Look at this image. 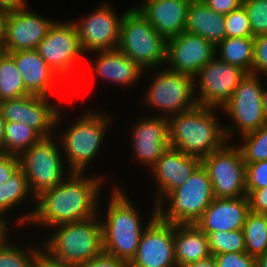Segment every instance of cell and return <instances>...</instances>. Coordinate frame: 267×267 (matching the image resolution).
Wrapping results in <instances>:
<instances>
[{
	"instance_id": "ffe728a7",
	"label": "cell",
	"mask_w": 267,
	"mask_h": 267,
	"mask_svg": "<svg viewBox=\"0 0 267 267\" xmlns=\"http://www.w3.org/2000/svg\"><path fill=\"white\" fill-rule=\"evenodd\" d=\"M137 122L131 128L133 157L151 168L169 147L168 119L149 116Z\"/></svg>"
},
{
	"instance_id": "5b68a950",
	"label": "cell",
	"mask_w": 267,
	"mask_h": 267,
	"mask_svg": "<svg viewBox=\"0 0 267 267\" xmlns=\"http://www.w3.org/2000/svg\"><path fill=\"white\" fill-rule=\"evenodd\" d=\"M89 109L58 135L61 148L64 149L61 151L68 164L67 171L71 173L87 172L86 168L101 150L107 126L112 119L104 112Z\"/></svg>"
},
{
	"instance_id": "ac0fdd59",
	"label": "cell",
	"mask_w": 267,
	"mask_h": 267,
	"mask_svg": "<svg viewBox=\"0 0 267 267\" xmlns=\"http://www.w3.org/2000/svg\"><path fill=\"white\" fill-rule=\"evenodd\" d=\"M55 21L29 11L28 6L9 11L6 20L5 53L37 49Z\"/></svg>"
},
{
	"instance_id": "ee69618b",
	"label": "cell",
	"mask_w": 267,
	"mask_h": 267,
	"mask_svg": "<svg viewBox=\"0 0 267 267\" xmlns=\"http://www.w3.org/2000/svg\"><path fill=\"white\" fill-rule=\"evenodd\" d=\"M35 267H76L68 265L64 262H59L52 257H50L43 250L38 254Z\"/></svg>"
},
{
	"instance_id": "9a60e30c",
	"label": "cell",
	"mask_w": 267,
	"mask_h": 267,
	"mask_svg": "<svg viewBox=\"0 0 267 267\" xmlns=\"http://www.w3.org/2000/svg\"><path fill=\"white\" fill-rule=\"evenodd\" d=\"M113 9V10H112ZM124 14L117 15L110 4H102L98 9L88 13L73 23L84 54L99 50L117 49L120 38V26Z\"/></svg>"
},
{
	"instance_id": "f1b7e54d",
	"label": "cell",
	"mask_w": 267,
	"mask_h": 267,
	"mask_svg": "<svg viewBox=\"0 0 267 267\" xmlns=\"http://www.w3.org/2000/svg\"><path fill=\"white\" fill-rule=\"evenodd\" d=\"M42 137L24 123L6 122L2 154L20 156Z\"/></svg>"
},
{
	"instance_id": "f35d334b",
	"label": "cell",
	"mask_w": 267,
	"mask_h": 267,
	"mask_svg": "<svg viewBox=\"0 0 267 267\" xmlns=\"http://www.w3.org/2000/svg\"><path fill=\"white\" fill-rule=\"evenodd\" d=\"M267 67V35L254 37V60L252 74L259 73Z\"/></svg>"
},
{
	"instance_id": "60d3db41",
	"label": "cell",
	"mask_w": 267,
	"mask_h": 267,
	"mask_svg": "<svg viewBox=\"0 0 267 267\" xmlns=\"http://www.w3.org/2000/svg\"><path fill=\"white\" fill-rule=\"evenodd\" d=\"M76 267H129V265L126 261L118 259L103 251L92 260Z\"/></svg>"
},
{
	"instance_id": "db71d44e",
	"label": "cell",
	"mask_w": 267,
	"mask_h": 267,
	"mask_svg": "<svg viewBox=\"0 0 267 267\" xmlns=\"http://www.w3.org/2000/svg\"><path fill=\"white\" fill-rule=\"evenodd\" d=\"M4 53H5V51L3 50L2 46H0V58Z\"/></svg>"
},
{
	"instance_id": "7402d4cb",
	"label": "cell",
	"mask_w": 267,
	"mask_h": 267,
	"mask_svg": "<svg viewBox=\"0 0 267 267\" xmlns=\"http://www.w3.org/2000/svg\"><path fill=\"white\" fill-rule=\"evenodd\" d=\"M191 0H150L138 9L154 29L167 41L185 31Z\"/></svg>"
},
{
	"instance_id": "44dd1931",
	"label": "cell",
	"mask_w": 267,
	"mask_h": 267,
	"mask_svg": "<svg viewBox=\"0 0 267 267\" xmlns=\"http://www.w3.org/2000/svg\"><path fill=\"white\" fill-rule=\"evenodd\" d=\"M249 212L247 196L214 198L195 225L206 234L220 230H241Z\"/></svg>"
},
{
	"instance_id": "f5cc1de1",
	"label": "cell",
	"mask_w": 267,
	"mask_h": 267,
	"mask_svg": "<svg viewBox=\"0 0 267 267\" xmlns=\"http://www.w3.org/2000/svg\"><path fill=\"white\" fill-rule=\"evenodd\" d=\"M260 74H266V76H267V67L266 68H264L261 72H260Z\"/></svg>"
},
{
	"instance_id": "8d00e7d4",
	"label": "cell",
	"mask_w": 267,
	"mask_h": 267,
	"mask_svg": "<svg viewBox=\"0 0 267 267\" xmlns=\"http://www.w3.org/2000/svg\"><path fill=\"white\" fill-rule=\"evenodd\" d=\"M267 187V160L246 164V190Z\"/></svg>"
},
{
	"instance_id": "7bdbcfd3",
	"label": "cell",
	"mask_w": 267,
	"mask_h": 267,
	"mask_svg": "<svg viewBox=\"0 0 267 267\" xmlns=\"http://www.w3.org/2000/svg\"><path fill=\"white\" fill-rule=\"evenodd\" d=\"M210 9L226 15L243 4V0H202Z\"/></svg>"
},
{
	"instance_id": "f6af8a7d",
	"label": "cell",
	"mask_w": 267,
	"mask_h": 267,
	"mask_svg": "<svg viewBox=\"0 0 267 267\" xmlns=\"http://www.w3.org/2000/svg\"><path fill=\"white\" fill-rule=\"evenodd\" d=\"M27 0H0V8L7 11H14L28 6Z\"/></svg>"
},
{
	"instance_id": "836d02e7",
	"label": "cell",
	"mask_w": 267,
	"mask_h": 267,
	"mask_svg": "<svg viewBox=\"0 0 267 267\" xmlns=\"http://www.w3.org/2000/svg\"><path fill=\"white\" fill-rule=\"evenodd\" d=\"M212 255L229 252H246L243 229L235 231H213L207 234Z\"/></svg>"
},
{
	"instance_id": "681fc988",
	"label": "cell",
	"mask_w": 267,
	"mask_h": 267,
	"mask_svg": "<svg viewBox=\"0 0 267 267\" xmlns=\"http://www.w3.org/2000/svg\"><path fill=\"white\" fill-rule=\"evenodd\" d=\"M5 123L6 121L3 119L2 115L0 114V149L2 148L3 142H4Z\"/></svg>"
},
{
	"instance_id": "d4e9b609",
	"label": "cell",
	"mask_w": 267,
	"mask_h": 267,
	"mask_svg": "<svg viewBox=\"0 0 267 267\" xmlns=\"http://www.w3.org/2000/svg\"><path fill=\"white\" fill-rule=\"evenodd\" d=\"M174 250L177 267L212 256L206 233L195 224H174Z\"/></svg>"
},
{
	"instance_id": "ab89813d",
	"label": "cell",
	"mask_w": 267,
	"mask_h": 267,
	"mask_svg": "<svg viewBox=\"0 0 267 267\" xmlns=\"http://www.w3.org/2000/svg\"><path fill=\"white\" fill-rule=\"evenodd\" d=\"M246 191L250 211L259 214H267V187Z\"/></svg>"
},
{
	"instance_id": "4316f807",
	"label": "cell",
	"mask_w": 267,
	"mask_h": 267,
	"mask_svg": "<svg viewBox=\"0 0 267 267\" xmlns=\"http://www.w3.org/2000/svg\"><path fill=\"white\" fill-rule=\"evenodd\" d=\"M215 56L250 74L254 60V37H226L215 46Z\"/></svg>"
},
{
	"instance_id": "c3c4849f",
	"label": "cell",
	"mask_w": 267,
	"mask_h": 267,
	"mask_svg": "<svg viewBox=\"0 0 267 267\" xmlns=\"http://www.w3.org/2000/svg\"><path fill=\"white\" fill-rule=\"evenodd\" d=\"M184 267H217L214 256H210L206 259L199 260L197 262L190 263Z\"/></svg>"
},
{
	"instance_id": "f546056e",
	"label": "cell",
	"mask_w": 267,
	"mask_h": 267,
	"mask_svg": "<svg viewBox=\"0 0 267 267\" xmlns=\"http://www.w3.org/2000/svg\"><path fill=\"white\" fill-rule=\"evenodd\" d=\"M246 253L257 257L267 253V214L249 212L243 225Z\"/></svg>"
},
{
	"instance_id": "d6a6232c",
	"label": "cell",
	"mask_w": 267,
	"mask_h": 267,
	"mask_svg": "<svg viewBox=\"0 0 267 267\" xmlns=\"http://www.w3.org/2000/svg\"><path fill=\"white\" fill-rule=\"evenodd\" d=\"M238 145L245 164L267 160V123L256 131L242 135Z\"/></svg>"
},
{
	"instance_id": "d590c367",
	"label": "cell",
	"mask_w": 267,
	"mask_h": 267,
	"mask_svg": "<svg viewBox=\"0 0 267 267\" xmlns=\"http://www.w3.org/2000/svg\"><path fill=\"white\" fill-rule=\"evenodd\" d=\"M253 37L267 35V0H243Z\"/></svg>"
},
{
	"instance_id": "4fadbf2b",
	"label": "cell",
	"mask_w": 267,
	"mask_h": 267,
	"mask_svg": "<svg viewBox=\"0 0 267 267\" xmlns=\"http://www.w3.org/2000/svg\"><path fill=\"white\" fill-rule=\"evenodd\" d=\"M36 50L60 79L69 77L84 55L73 20L55 21Z\"/></svg>"
},
{
	"instance_id": "e575fe53",
	"label": "cell",
	"mask_w": 267,
	"mask_h": 267,
	"mask_svg": "<svg viewBox=\"0 0 267 267\" xmlns=\"http://www.w3.org/2000/svg\"><path fill=\"white\" fill-rule=\"evenodd\" d=\"M226 37H247L252 35L248 13L243 4L225 15Z\"/></svg>"
},
{
	"instance_id": "7c38bea8",
	"label": "cell",
	"mask_w": 267,
	"mask_h": 267,
	"mask_svg": "<svg viewBox=\"0 0 267 267\" xmlns=\"http://www.w3.org/2000/svg\"><path fill=\"white\" fill-rule=\"evenodd\" d=\"M247 74L244 69L215 56L194 77L195 94L198 89L199 95L196 96L198 105L220 111Z\"/></svg>"
},
{
	"instance_id": "816d5d0a",
	"label": "cell",
	"mask_w": 267,
	"mask_h": 267,
	"mask_svg": "<svg viewBox=\"0 0 267 267\" xmlns=\"http://www.w3.org/2000/svg\"><path fill=\"white\" fill-rule=\"evenodd\" d=\"M262 101H263V110L265 114V119L267 120V86L263 88V93H262Z\"/></svg>"
},
{
	"instance_id": "4dcf8cb0",
	"label": "cell",
	"mask_w": 267,
	"mask_h": 267,
	"mask_svg": "<svg viewBox=\"0 0 267 267\" xmlns=\"http://www.w3.org/2000/svg\"><path fill=\"white\" fill-rule=\"evenodd\" d=\"M29 95L14 59L4 53L0 58V101Z\"/></svg>"
},
{
	"instance_id": "8992f818",
	"label": "cell",
	"mask_w": 267,
	"mask_h": 267,
	"mask_svg": "<svg viewBox=\"0 0 267 267\" xmlns=\"http://www.w3.org/2000/svg\"><path fill=\"white\" fill-rule=\"evenodd\" d=\"M118 49L145 71L165 67L166 40L138 9L124 12Z\"/></svg>"
},
{
	"instance_id": "7a4b0ae2",
	"label": "cell",
	"mask_w": 267,
	"mask_h": 267,
	"mask_svg": "<svg viewBox=\"0 0 267 267\" xmlns=\"http://www.w3.org/2000/svg\"><path fill=\"white\" fill-rule=\"evenodd\" d=\"M113 188L107 210H105L107 213L100 219L103 250L129 264L136 256L142 232L157 216V207L153 205V212L149 214L151 216L144 225L140 212L133 204L134 202L128 198L129 196L125 195L126 193L120 187Z\"/></svg>"
},
{
	"instance_id": "30bf717a",
	"label": "cell",
	"mask_w": 267,
	"mask_h": 267,
	"mask_svg": "<svg viewBox=\"0 0 267 267\" xmlns=\"http://www.w3.org/2000/svg\"><path fill=\"white\" fill-rule=\"evenodd\" d=\"M256 74H247L234 90L232 97L221 108L220 111L229 118L232 123L229 127H224L227 140L234 136V132L239 135L256 131L267 123L263 110V83ZM236 130V131H235Z\"/></svg>"
},
{
	"instance_id": "b9f144b4",
	"label": "cell",
	"mask_w": 267,
	"mask_h": 267,
	"mask_svg": "<svg viewBox=\"0 0 267 267\" xmlns=\"http://www.w3.org/2000/svg\"><path fill=\"white\" fill-rule=\"evenodd\" d=\"M20 166L19 156L0 154V185Z\"/></svg>"
},
{
	"instance_id": "ba28073f",
	"label": "cell",
	"mask_w": 267,
	"mask_h": 267,
	"mask_svg": "<svg viewBox=\"0 0 267 267\" xmlns=\"http://www.w3.org/2000/svg\"><path fill=\"white\" fill-rule=\"evenodd\" d=\"M54 136L55 134L41 138L19 156L20 166L35 198L60 184L71 174L70 171L64 172L66 162L60 152V141L58 138L55 141Z\"/></svg>"
},
{
	"instance_id": "83f0119b",
	"label": "cell",
	"mask_w": 267,
	"mask_h": 267,
	"mask_svg": "<svg viewBox=\"0 0 267 267\" xmlns=\"http://www.w3.org/2000/svg\"><path fill=\"white\" fill-rule=\"evenodd\" d=\"M30 195L36 204V198L31 192L25 173L19 166L10 174L8 180L0 185V215L6 217V214L13 210L12 208L22 204L27 197L30 199Z\"/></svg>"
},
{
	"instance_id": "52a82bcc",
	"label": "cell",
	"mask_w": 267,
	"mask_h": 267,
	"mask_svg": "<svg viewBox=\"0 0 267 267\" xmlns=\"http://www.w3.org/2000/svg\"><path fill=\"white\" fill-rule=\"evenodd\" d=\"M214 198L208 173L201 164L182 186L156 206L157 216L173 224H195Z\"/></svg>"
},
{
	"instance_id": "2e32d148",
	"label": "cell",
	"mask_w": 267,
	"mask_h": 267,
	"mask_svg": "<svg viewBox=\"0 0 267 267\" xmlns=\"http://www.w3.org/2000/svg\"><path fill=\"white\" fill-rule=\"evenodd\" d=\"M129 267H177L174 224L156 216L142 232L136 256Z\"/></svg>"
},
{
	"instance_id": "d6986e66",
	"label": "cell",
	"mask_w": 267,
	"mask_h": 267,
	"mask_svg": "<svg viewBox=\"0 0 267 267\" xmlns=\"http://www.w3.org/2000/svg\"><path fill=\"white\" fill-rule=\"evenodd\" d=\"M201 165V158L168 147L150 168L157 182L154 205H158L174 189L182 186Z\"/></svg>"
},
{
	"instance_id": "1f68e13d",
	"label": "cell",
	"mask_w": 267,
	"mask_h": 267,
	"mask_svg": "<svg viewBox=\"0 0 267 267\" xmlns=\"http://www.w3.org/2000/svg\"><path fill=\"white\" fill-rule=\"evenodd\" d=\"M9 242L7 239L0 246V267H35L37 256L43 250L42 242L41 247L28 249Z\"/></svg>"
},
{
	"instance_id": "6da1fadb",
	"label": "cell",
	"mask_w": 267,
	"mask_h": 267,
	"mask_svg": "<svg viewBox=\"0 0 267 267\" xmlns=\"http://www.w3.org/2000/svg\"><path fill=\"white\" fill-rule=\"evenodd\" d=\"M104 175L87 176L71 173L64 181L36 198L32 212L20 215L17 225H37L47 228L83 221L99 215Z\"/></svg>"
},
{
	"instance_id": "74e56055",
	"label": "cell",
	"mask_w": 267,
	"mask_h": 267,
	"mask_svg": "<svg viewBox=\"0 0 267 267\" xmlns=\"http://www.w3.org/2000/svg\"><path fill=\"white\" fill-rule=\"evenodd\" d=\"M213 256L217 267H256V257L246 252H229Z\"/></svg>"
},
{
	"instance_id": "8fae6325",
	"label": "cell",
	"mask_w": 267,
	"mask_h": 267,
	"mask_svg": "<svg viewBox=\"0 0 267 267\" xmlns=\"http://www.w3.org/2000/svg\"><path fill=\"white\" fill-rule=\"evenodd\" d=\"M235 145V146H234ZM228 142L201 159L212 184L215 198L247 196L246 164L238 145Z\"/></svg>"
},
{
	"instance_id": "603a6c76",
	"label": "cell",
	"mask_w": 267,
	"mask_h": 267,
	"mask_svg": "<svg viewBox=\"0 0 267 267\" xmlns=\"http://www.w3.org/2000/svg\"><path fill=\"white\" fill-rule=\"evenodd\" d=\"M15 61L26 91L31 95L49 97L57 73L44 61L36 49L8 53Z\"/></svg>"
},
{
	"instance_id": "3957f363",
	"label": "cell",
	"mask_w": 267,
	"mask_h": 267,
	"mask_svg": "<svg viewBox=\"0 0 267 267\" xmlns=\"http://www.w3.org/2000/svg\"><path fill=\"white\" fill-rule=\"evenodd\" d=\"M216 109L197 105L167 118L169 146L201 159L223 147L228 140Z\"/></svg>"
},
{
	"instance_id": "484cf974",
	"label": "cell",
	"mask_w": 267,
	"mask_h": 267,
	"mask_svg": "<svg viewBox=\"0 0 267 267\" xmlns=\"http://www.w3.org/2000/svg\"><path fill=\"white\" fill-rule=\"evenodd\" d=\"M185 31L199 35L216 46L226 38L225 15L210 9L202 0H191Z\"/></svg>"
},
{
	"instance_id": "9c48e42d",
	"label": "cell",
	"mask_w": 267,
	"mask_h": 267,
	"mask_svg": "<svg viewBox=\"0 0 267 267\" xmlns=\"http://www.w3.org/2000/svg\"><path fill=\"white\" fill-rule=\"evenodd\" d=\"M152 78L142 101L163 112L156 116L169 118L198 105L194 77L164 68Z\"/></svg>"
},
{
	"instance_id": "277c9868",
	"label": "cell",
	"mask_w": 267,
	"mask_h": 267,
	"mask_svg": "<svg viewBox=\"0 0 267 267\" xmlns=\"http://www.w3.org/2000/svg\"><path fill=\"white\" fill-rule=\"evenodd\" d=\"M99 215L78 222L53 226L55 233L42 242L43 251L53 259L68 265H82L103 250L102 225Z\"/></svg>"
},
{
	"instance_id": "7dc6e473",
	"label": "cell",
	"mask_w": 267,
	"mask_h": 267,
	"mask_svg": "<svg viewBox=\"0 0 267 267\" xmlns=\"http://www.w3.org/2000/svg\"><path fill=\"white\" fill-rule=\"evenodd\" d=\"M10 225L7 220L6 217L0 215V246L7 240L9 239V226ZM7 236V237H6Z\"/></svg>"
},
{
	"instance_id": "bcb514c9",
	"label": "cell",
	"mask_w": 267,
	"mask_h": 267,
	"mask_svg": "<svg viewBox=\"0 0 267 267\" xmlns=\"http://www.w3.org/2000/svg\"><path fill=\"white\" fill-rule=\"evenodd\" d=\"M8 13L9 11L0 8V46H2L5 39L6 20Z\"/></svg>"
},
{
	"instance_id": "cb8c5ba5",
	"label": "cell",
	"mask_w": 267,
	"mask_h": 267,
	"mask_svg": "<svg viewBox=\"0 0 267 267\" xmlns=\"http://www.w3.org/2000/svg\"><path fill=\"white\" fill-rule=\"evenodd\" d=\"M95 53L92 62V73L107 82L115 83L120 86H129L139 82V77L144 74L143 70L137 63L128 58L118 48L112 50H99Z\"/></svg>"
},
{
	"instance_id": "f907efd6",
	"label": "cell",
	"mask_w": 267,
	"mask_h": 267,
	"mask_svg": "<svg viewBox=\"0 0 267 267\" xmlns=\"http://www.w3.org/2000/svg\"><path fill=\"white\" fill-rule=\"evenodd\" d=\"M256 267H267V253L256 257Z\"/></svg>"
},
{
	"instance_id": "5bb4252c",
	"label": "cell",
	"mask_w": 267,
	"mask_h": 267,
	"mask_svg": "<svg viewBox=\"0 0 267 267\" xmlns=\"http://www.w3.org/2000/svg\"><path fill=\"white\" fill-rule=\"evenodd\" d=\"M49 100V97L31 94L3 100L0 101V114L6 122L24 123L42 138L51 137L63 116Z\"/></svg>"
},
{
	"instance_id": "e0dca14e",
	"label": "cell",
	"mask_w": 267,
	"mask_h": 267,
	"mask_svg": "<svg viewBox=\"0 0 267 267\" xmlns=\"http://www.w3.org/2000/svg\"><path fill=\"white\" fill-rule=\"evenodd\" d=\"M215 57V45L207 39L183 31L166 41L168 69L195 77Z\"/></svg>"
}]
</instances>
